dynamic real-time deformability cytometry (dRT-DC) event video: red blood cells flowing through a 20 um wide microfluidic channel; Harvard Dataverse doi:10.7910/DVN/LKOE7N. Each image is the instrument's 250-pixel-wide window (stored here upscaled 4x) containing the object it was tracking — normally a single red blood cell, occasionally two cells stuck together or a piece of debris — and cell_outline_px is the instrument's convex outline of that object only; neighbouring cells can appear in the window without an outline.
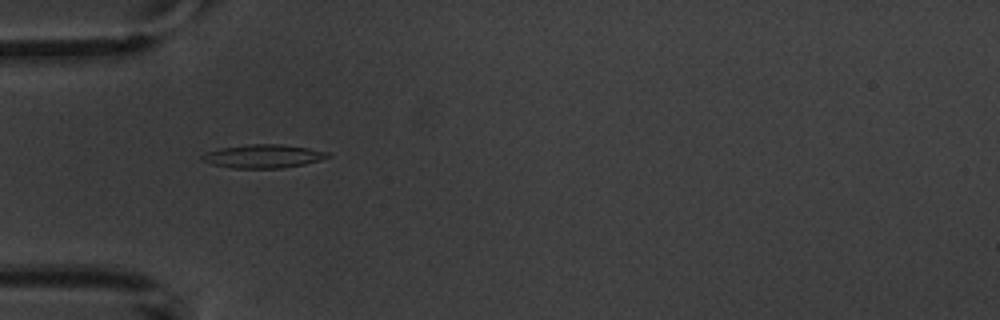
{"species": "common noctule bat (a hibernating species)", "species_latin": "Nyctalus noctula", "temperature_condition": "warm", "stored_images_in_passage": 6, "camera_frame_rate_fps": 3000, "um_per_image_px": 0.085, "animal": {"sex": "male", "body_mass_g": 20.1, "forearm_length_mm": 53.5}, "frame": {"image": 1, "passage_image": 5, "time_ms": 5.0, "image_size_px": [1000, 320], "cell_outline_px": [[332, 156], [320, 160], [304, 164], [284, 168], [232, 168], [212, 164], [200, 160], [200, 156], [204, 152], [220, 148], [248, 144], [280, 144], [308, 148], [332, 152]], "centroid_in_image_um": [22.38, 13.28], "position_along_channel_um": 62.6, "area_um2": 17.4}}